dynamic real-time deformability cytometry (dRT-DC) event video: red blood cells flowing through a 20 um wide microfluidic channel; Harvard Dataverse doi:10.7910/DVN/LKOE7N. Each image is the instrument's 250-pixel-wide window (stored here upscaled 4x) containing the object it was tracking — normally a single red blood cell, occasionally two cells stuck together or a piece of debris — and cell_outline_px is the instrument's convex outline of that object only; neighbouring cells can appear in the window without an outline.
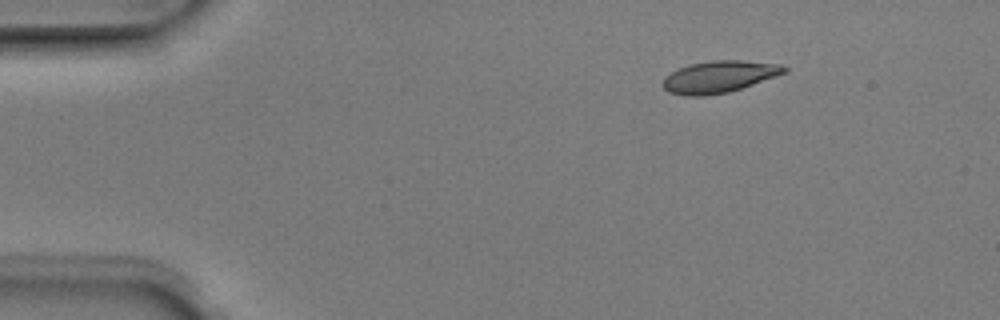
{"species": "Egyptian fruit bat (a non-hibernating species)", "species_latin": "Rousettus aegyptiacus", "temperature_condition": "room temperature", "stored_images_in_passage": 4, "segment_of_instrument_passage": [1, 2], "camera_frame_rate_fps": 3000, "um_per_image_px": 0.085, "animal": {"sex": "male"}, "frame": {"image": 1, "passage_image": 1, "time_ms": 0.0, "image_size_px": [1000, 320], "cell_outline_px": [[788, 72], [728, 92], [704, 96], [684, 96], [668, 92], [660, 84], [664, 76], [688, 64], [712, 60], [740, 60], [780, 64], [788, 68]], "centroid_in_image_um": [61.08, 6.52], "position_along_channel_um": 23.9, "area_um2": 22.6}}